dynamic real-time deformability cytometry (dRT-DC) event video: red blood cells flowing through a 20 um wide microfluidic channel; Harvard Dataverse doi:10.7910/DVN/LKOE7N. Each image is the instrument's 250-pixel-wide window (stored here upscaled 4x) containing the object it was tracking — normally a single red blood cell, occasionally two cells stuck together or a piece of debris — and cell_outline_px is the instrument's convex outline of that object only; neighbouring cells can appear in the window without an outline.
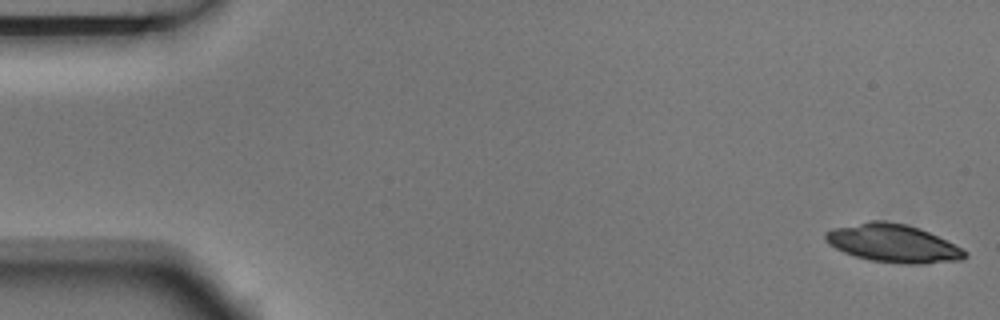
{"species": "Egyptian fruit bat (a non-hibernating species)", "species_latin": "Rousettus aegyptiacus", "temperature_condition": "room temperature", "stored_images_in_passage": 5, "camera_frame_rate_fps": 3000, "um_per_image_px": 0.085, "animal": {"sex": "male"}, "frame": {"image": 1, "passage_image": 1, "time_ms": 0.0, "image_size_px": [1000, 320], "cell_outline_px": [[968, 256], [964, 260], [924, 264], [900, 264], [872, 260], [856, 256], [844, 252], [828, 244], [824, 240], [824, 232], [832, 228], [868, 220], [884, 220], [904, 224], [920, 228], [968, 252]], "centroid_in_image_um": [75.88, 20.68], "position_along_channel_um": 9.1, "area_um2": 31.04}}
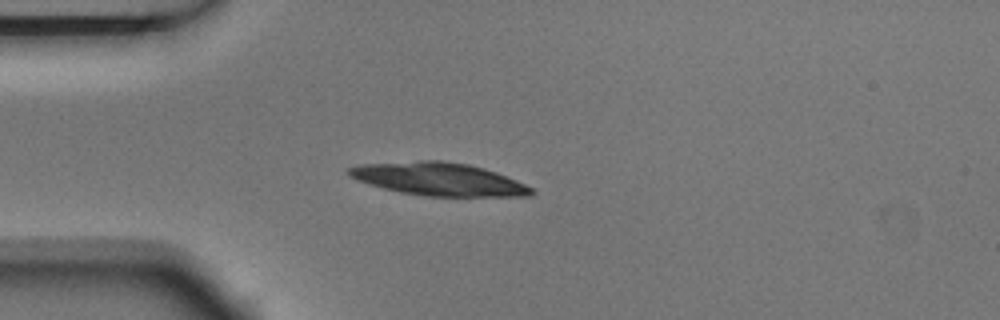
{"frame": {"image": 2, "passage_image": 4, "time_ms": 1.0, "image_size_px": [1000, 320], "cell_outline_px": [[536, 192], [532, 196], [424, 196], [400, 192], [368, 184], [356, 180], [348, 176], [344, 172], [348, 168], [360, 164], [420, 160], [440, 160], [468, 164], [484, 168], [496, 172], [516, 180], [532, 188]], "centroid_in_image_um": [37.25, 15.22], "position_along_channel_um": 47.8, "area_um2": 35.2}}